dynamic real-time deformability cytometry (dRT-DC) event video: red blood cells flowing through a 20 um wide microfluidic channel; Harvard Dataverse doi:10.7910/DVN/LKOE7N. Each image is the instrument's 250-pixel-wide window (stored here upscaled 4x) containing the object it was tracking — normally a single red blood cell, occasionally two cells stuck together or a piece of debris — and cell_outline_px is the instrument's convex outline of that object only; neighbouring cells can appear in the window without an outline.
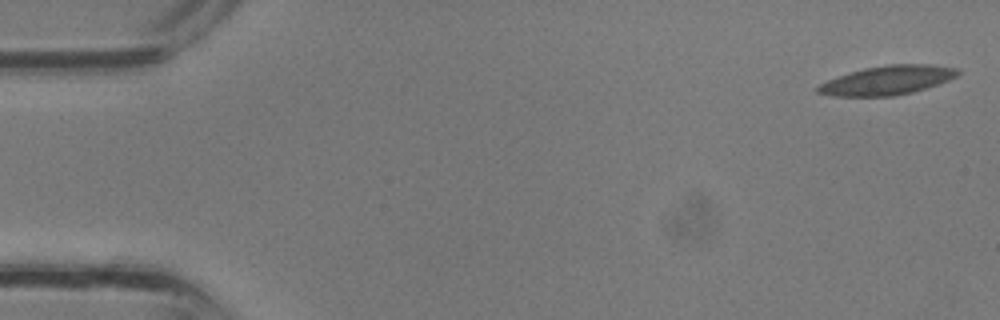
{"species": "common noctule bat (a hibernating species)", "species_latin": "Nyctalus noctula", "temperature_condition": "room temperature", "stored_images_in_passage": 35, "camera_frame_rate_fps": 3000, "um_per_image_px": 0.085, "animal": {"sex": "male", "body_mass_g": 13.3}, "frame": {"image": 1, "passage_image": 1, "time_ms": 0.0, "image_size_px": [1000, 320], "cell_outline_px": [[960, 72], [956, 76], [948, 80], [912, 92], [892, 96], [832, 96], [816, 92], [816, 88], [820, 84], [828, 80], [864, 68], [888, 64], [932, 64], [956, 68]], "centroid_in_image_um": [75.42, 6.82], "position_along_channel_um": 9.6, "area_um2": 23.35}}
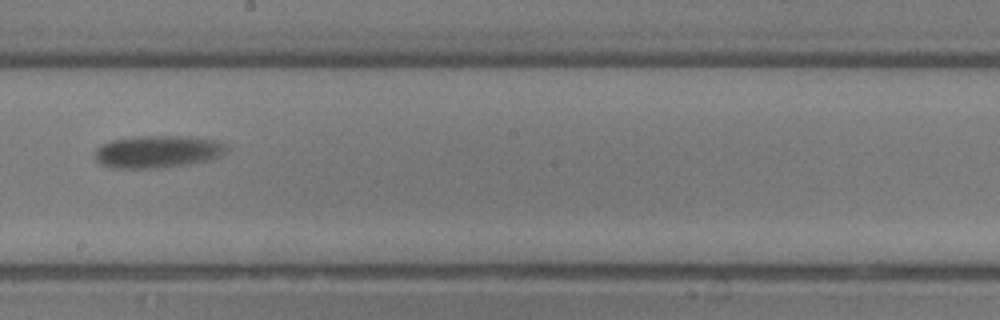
{"frame": {"image": 2, "passage_image": 20, "time_ms": 6.333, "image_size_px": [1000, 320], "cell_outline_px": [[228, 148], [220, 156], [208, 160], [184, 164], [156, 168], [112, 168], [100, 164], [96, 160], [96, 148], [112, 140], [136, 136], [188, 136], [212, 140], [224, 144]], "centroid_in_image_um": [13.36, 12.89], "position_along_channel_um": 234.8, "area_um2": 24.51}}
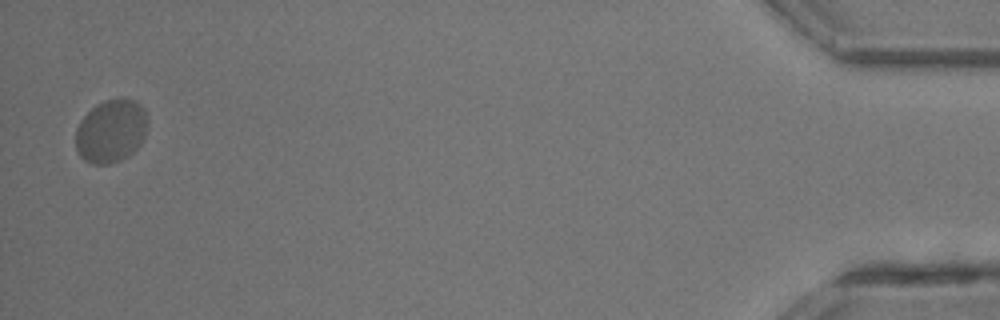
{"frame": {"image": 3, "passage_image": 35, "time_ms": 11.333, "image_size_px": [1000, 320], "cell_outline_px": [[148, 124], [144, 136], [140, 144], [128, 156], [120, 160], [108, 164], [92, 164], [84, 160], [76, 152], [76, 128], [80, 120], [96, 104], [104, 100], [120, 96], [124, 96], [136, 100], [144, 108], [148, 120]], "centroid_in_image_um": [9.44, 11.1], "position_along_channel_um": 425.8, "area_um2": 26.99}}